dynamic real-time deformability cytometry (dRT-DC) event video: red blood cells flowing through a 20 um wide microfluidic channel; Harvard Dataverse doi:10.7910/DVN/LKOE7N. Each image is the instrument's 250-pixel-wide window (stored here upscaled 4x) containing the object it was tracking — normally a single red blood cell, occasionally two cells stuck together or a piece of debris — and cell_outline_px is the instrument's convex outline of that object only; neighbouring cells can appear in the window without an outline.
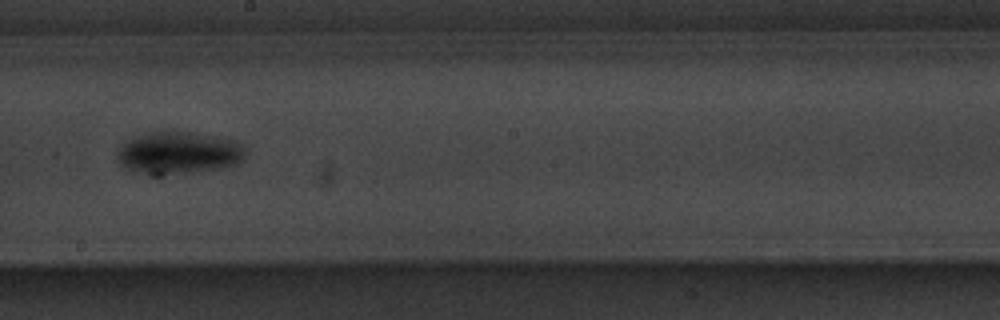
{"species": "common noctule bat (a hibernating species)", "species_latin": "Nyctalus noctula", "temperature_condition": "warm", "stored_images_in_passage": 16, "camera_frame_rate_fps": 3000, "um_per_image_px": 0.085, "animal": {"sex": "male", "body_mass_g": 20.1, "forearm_length_mm": 53.5}, "frame": {"image": 1, "passage_image": 10, "time_ms": 11.333, "image_size_px": [1000, 320], "cell_outline_px": [[244, 160], [236, 164], [224, 168], [156, 180], [132, 172], [120, 164], [116, 160], [116, 152], [128, 140], [136, 136], [156, 132], [188, 132], [236, 140], [244, 148]], "centroid_in_image_um": [15.12, 13.1], "position_along_channel_um": 233.1, "area_um2": 33.0}}
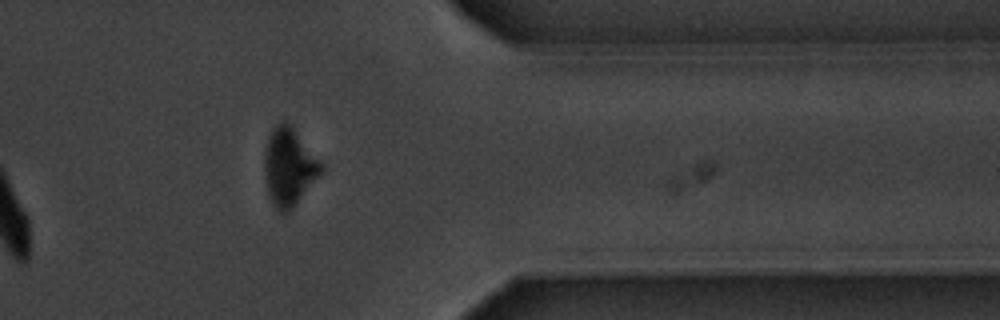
{"frame": {"image": 2, "passage_image": 14, "time_ms": 16.0, "image_size_px": [1000, 320], "cell_outline_px": [[324, 168], [292, 208], [284, 216], [272, 204], [268, 196], [264, 176], [264, 152], [268, 136], [272, 128], [280, 120], [288, 120], [292, 124], [324, 164]], "centroid_in_image_um": [24.54, 14.12], "position_along_channel_um": 386.9, "area_um2": 26.18}}
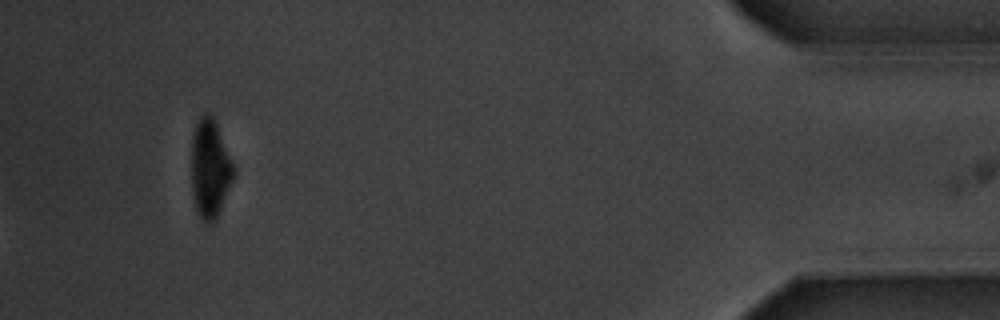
{"frame": {"image": 3, "passage_image": 16, "time_ms": 18.333, "image_size_px": [1000, 320], "cell_outline_px": [[236, 172], [216, 220], [212, 224], [204, 224], [200, 220], [196, 212], [192, 196], [192, 136], [196, 124], [200, 116], [204, 112], [212, 112], [216, 120], [236, 168]], "centroid_in_image_um": [17.86, 14.33], "position_along_channel_um": 417.3, "area_um2": 25.09}}